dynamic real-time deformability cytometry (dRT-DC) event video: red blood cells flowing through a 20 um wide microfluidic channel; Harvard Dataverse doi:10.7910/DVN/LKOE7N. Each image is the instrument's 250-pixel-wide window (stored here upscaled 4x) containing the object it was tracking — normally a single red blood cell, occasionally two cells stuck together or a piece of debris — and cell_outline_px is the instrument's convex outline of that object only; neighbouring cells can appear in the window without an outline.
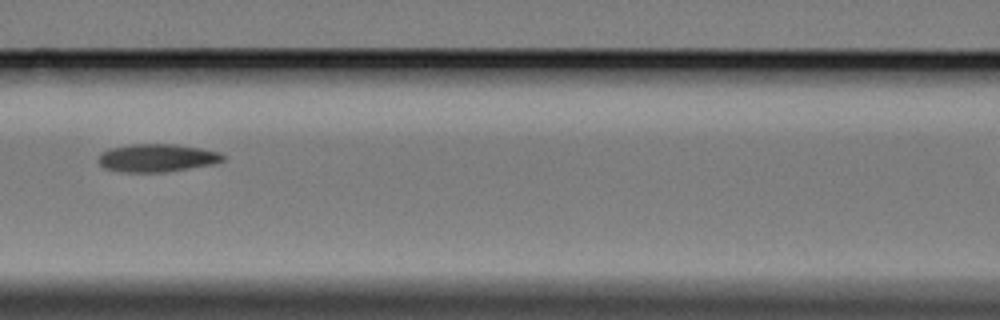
{"species": "Egyptian fruit bat (a non-hibernating species)", "species_latin": "Rousettus aegyptiacus", "temperature_condition": "cold", "stored_images_in_passage": 14, "camera_frame_rate_fps": 3000, "um_per_image_px": 0.085, "animal": {"sex": "female"}, "frame": {"image": 1, "passage_image": 4, "time_ms": 3.667, "image_size_px": [1000, 320], "cell_outline_px": [[224, 160], [212, 164], [160, 172], [128, 172], [104, 168], [96, 160], [100, 152], [108, 148], [132, 144], [176, 144], [200, 148], [220, 152], [224, 156]], "centroid_in_image_um": [13.28, 13.4], "position_along_channel_um": 153.3, "area_um2": 20.17}}
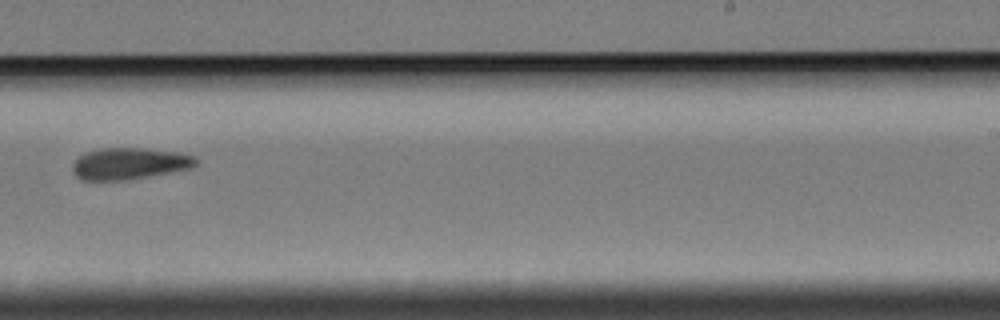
{"frame": {"image": 2, "passage_image": 8, "time_ms": 9.667, "image_size_px": [1000, 320], "cell_outline_px": [[200, 160], [192, 168], [124, 180], [80, 180], [72, 172], [72, 164], [80, 156], [88, 152], [100, 148], [144, 148], [180, 152], [196, 156]], "centroid_in_image_um": [11.02, 13.89], "position_along_channel_um": 278.0, "area_um2": 22.77}}
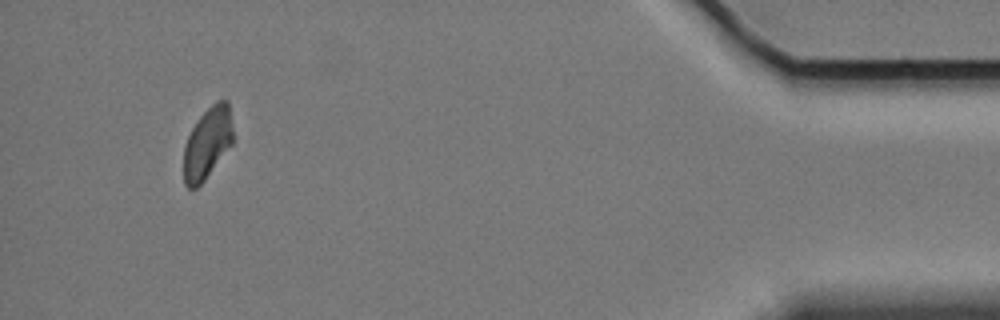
{"frame": {"image": 3, "passage_image": 13, "time_ms": 15.667, "image_size_px": [1000, 320], "cell_outline_px": [[232, 144], [204, 180], [196, 188], [188, 188], [184, 184], [184, 148], [188, 136], [192, 128], [200, 116], [216, 100], [228, 100], [232, 128]], "centroid_in_image_um": [17.62, 12.16], "position_along_channel_um": 417.6, "area_um2": 20.23}, "authors_computed_cell_mechanics": {"area_um2": 22.4842, "velocity_mm_per_s": 3.3545, "shape_relaxation_time_tau1_ms": 10.976, "shape_relaxation_time_tau2_ms": null, "deformation_change_tau1": 0.1259, "deformation_change_tau2": null}}